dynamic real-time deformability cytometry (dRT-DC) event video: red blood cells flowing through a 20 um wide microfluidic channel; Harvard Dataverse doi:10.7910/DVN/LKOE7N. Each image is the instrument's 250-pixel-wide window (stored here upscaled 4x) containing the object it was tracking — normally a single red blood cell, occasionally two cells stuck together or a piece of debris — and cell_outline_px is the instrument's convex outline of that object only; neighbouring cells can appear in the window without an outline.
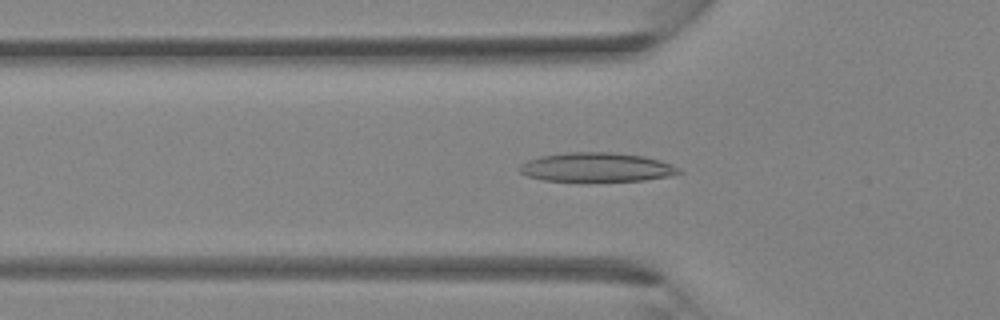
{"species": "Egyptian fruit bat (a non-hibernating species)", "species_latin": "Rousettus aegyptiacus", "temperature_condition": "room temperature", "stored_images_in_passage": 27, "camera_frame_rate_fps": 3000, "um_per_image_px": 0.085, "animal": {"sex": "female"}, "frame": {"image": 1, "passage_image": 2, "time_ms": 0.333, "image_size_px": [1000, 320], "cell_outline_px": [[684, 172], [668, 176], [644, 180], [544, 180], [528, 176], [520, 172], [516, 168], [520, 164], [528, 160], [540, 156], [564, 152], [612, 152], [644, 156], [660, 160], [680, 168]], "centroid_in_image_um": [50.69, 14.19], "position_along_channel_um": 75.1, "area_um2": 26.82}}
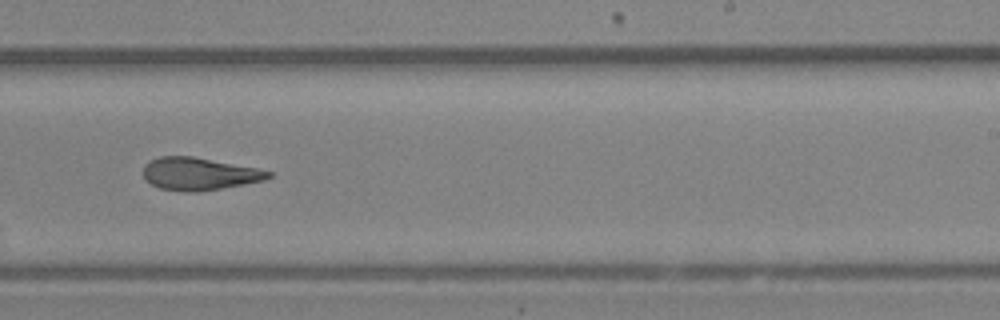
{"frame": {"image": 2, "passage_image": 13, "time_ms": 4.0, "image_size_px": [1000, 320], "cell_outline_px": [[272, 176], [264, 180], [220, 188], [196, 192], [184, 192], [160, 188], [144, 180], [144, 164], [148, 160], [160, 156], [192, 156], [256, 168], [272, 172]], "centroid_in_image_um": [16.87, 14.77], "position_along_channel_um": 272.1, "area_um2": 23.58}}
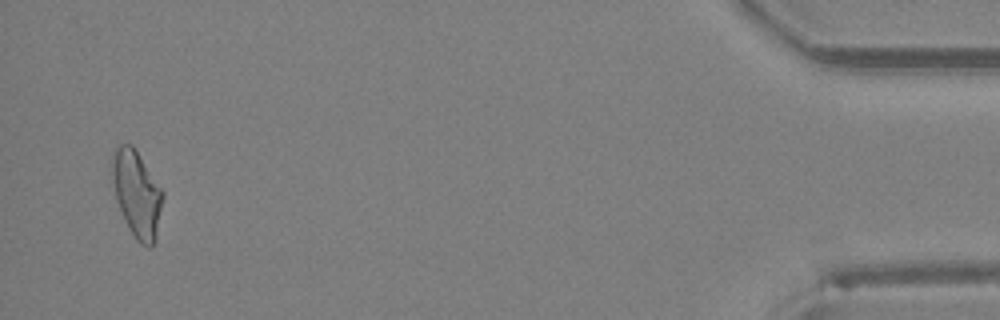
{"frame": {"image": 3, "passage_image": 26, "time_ms": 8.333, "image_size_px": [1000, 320], "cell_outline_px": [[164, 196], [156, 240], [152, 248], [148, 248], [140, 244], [136, 240], [128, 228], [124, 220], [116, 200], [112, 180], [112, 152], [120, 144], [132, 144], [164, 192]], "centroid_in_image_um": [11.64, 16.52], "position_along_channel_um": 423.6, "area_um2": 25.78}}